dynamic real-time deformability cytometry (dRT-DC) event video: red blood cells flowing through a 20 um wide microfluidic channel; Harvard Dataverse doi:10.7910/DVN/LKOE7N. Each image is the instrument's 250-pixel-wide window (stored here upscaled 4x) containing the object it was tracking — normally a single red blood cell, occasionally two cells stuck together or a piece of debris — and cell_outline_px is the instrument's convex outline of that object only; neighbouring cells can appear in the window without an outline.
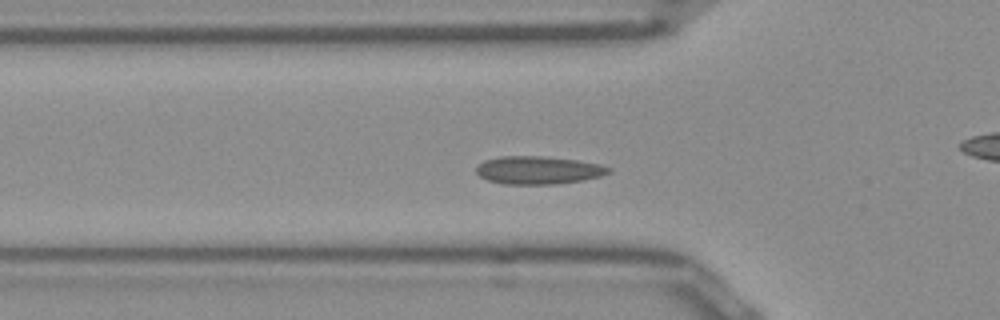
{"species": "Egyptian fruit bat (a non-hibernating species)", "species_latin": "Rousettus aegyptiacus", "temperature_condition": "room temperature", "stored_images_in_passage": 32, "camera_frame_rate_fps": 3000, "um_per_image_px": 0.085, "frame": {"image": 1, "passage_image": 9, "time_ms": 2.667, "image_size_px": [1000, 320], "cell_outline_px": [[612, 172], [600, 176], [580, 180], [556, 184], [500, 184], [488, 180], [480, 176], [476, 172], [476, 168], [484, 160], [500, 156], [540, 156], [576, 160], [600, 164], [612, 168]], "centroid_in_image_um": [45.75, 14.46], "position_along_channel_um": 80.1, "area_um2": 21.5}}
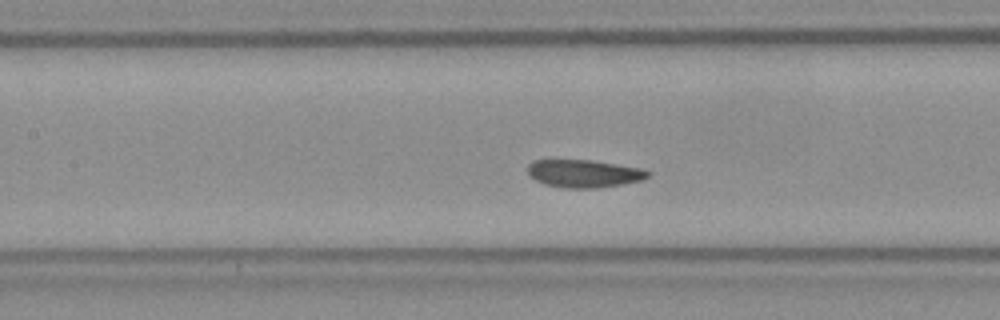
{"frame": {"image": 2, "passage_image": 15, "time_ms": 4.667, "image_size_px": [1000, 320], "cell_outline_px": [[652, 172], [644, 180], [596, 188], [564, 188], [544, 184], [528, 176], [528, 164], [532, 160], [592, 160], [640, 168]], "centroid_in_image_um": [49.61, 14.75], "position_along_channel_um": 157.8, "area_um2": 19.48}}
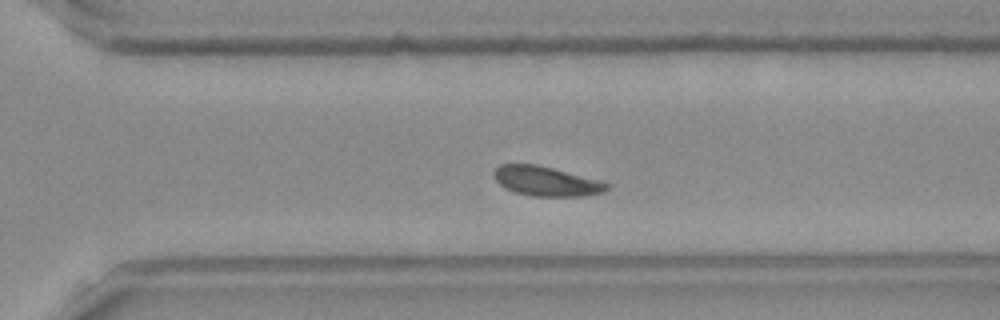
{"frame": {"image": 3, "passage_image": 28, "time_ms": 9.0, "image_size_px": [1000, 320], "cell_outline_px": [[608, 188], [604, 192], [584, 196], [532, 196], [516, 192], [504, 188], [496, 180], [492, 172], [500, 164], [536, 164], [552, 168], [596, 180], [608, 184]], "centroid_in_image_um": [46.37, 15.41], "position_along_channel_um": 324.2, "area_um2": 19.13}}